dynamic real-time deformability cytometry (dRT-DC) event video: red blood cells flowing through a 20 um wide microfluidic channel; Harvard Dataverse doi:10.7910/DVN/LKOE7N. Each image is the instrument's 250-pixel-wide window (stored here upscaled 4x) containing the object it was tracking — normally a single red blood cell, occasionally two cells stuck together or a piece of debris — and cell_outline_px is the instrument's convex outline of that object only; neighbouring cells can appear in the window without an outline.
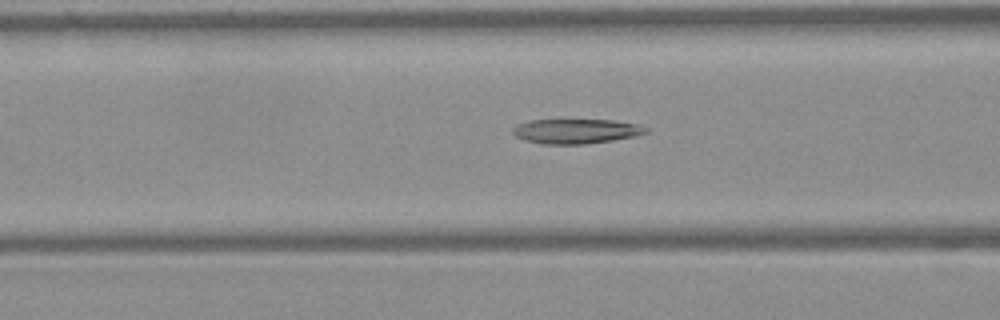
{"species": "Egyptian fruit bat (a non-hibernating species)", "species_latin": "Rousettus aegyptiacus", "temperature_condition": "warm", "stored_images_in_passage": 40, "camera_frame_rate_fps": 3000, "um_per_image_px": 0.085, "frame": {"image": 1, "passage_image": 20, "time_ms": 6.333, "image_size_px": [1000, 320], "cell_outline_px": [[648, 132], [636, 136], [612, 140], [584, 144], [540, 144], [524, 140], [516, 136], [512, 132], [512, 128], [516, 124], [532, 120], [612, 120], [636, 124], [648, 128]], "centroid_in_image_um": [48.93, 11.15], "position_along_channel_um": 117.7, "area_um2": 19.13}}
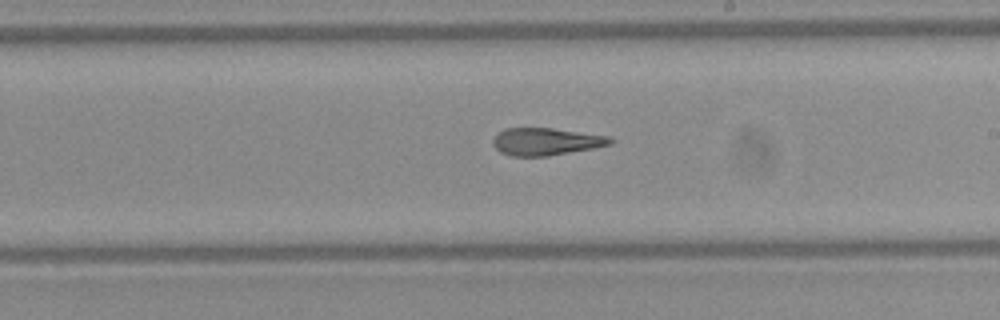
{"frame": {"image": 2, "passage_image": 29, "time_ms": 9.333, "image_size_px": [1000, 320], "cell_outline_px": [[616, 140], [612, 144], [592, 148], [548, 156], [512, 156], [500, 152], [492, 144], [492, 140], [504, 128], [552, 128], [612, 136]], "centroid_in_image_um": [46.45, 12.03], "position_along_channel_um": 242.6, "area_um2": 18.79}}
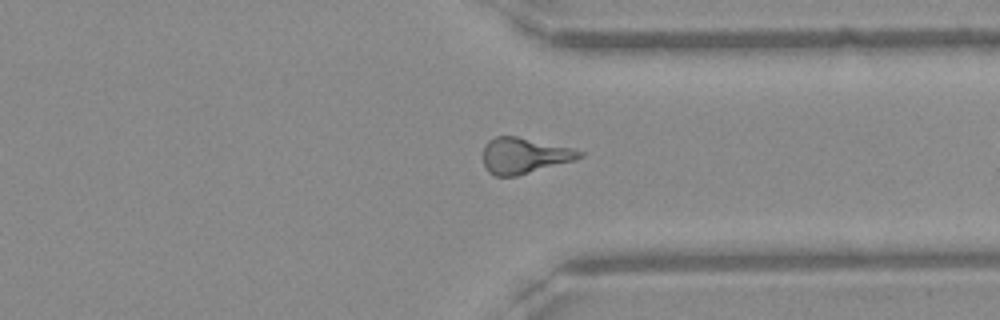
{"frame": {"image": 3, "passage_image": 38, "time_ms": 12.333, "image_size_px": [1000, 320], "cell_outline_px": [[584, 156], [576, 160], [516, 176], [496, 176], [488, 172], [484, 168], [484, 144], [488, 140], [496, 136], [516, 136], [572, 148], [584, 152]], "centroid_in_image_um": [44.55, 13.23], "position_along_channel_um": 366.8, "area_um2": 20.17}}